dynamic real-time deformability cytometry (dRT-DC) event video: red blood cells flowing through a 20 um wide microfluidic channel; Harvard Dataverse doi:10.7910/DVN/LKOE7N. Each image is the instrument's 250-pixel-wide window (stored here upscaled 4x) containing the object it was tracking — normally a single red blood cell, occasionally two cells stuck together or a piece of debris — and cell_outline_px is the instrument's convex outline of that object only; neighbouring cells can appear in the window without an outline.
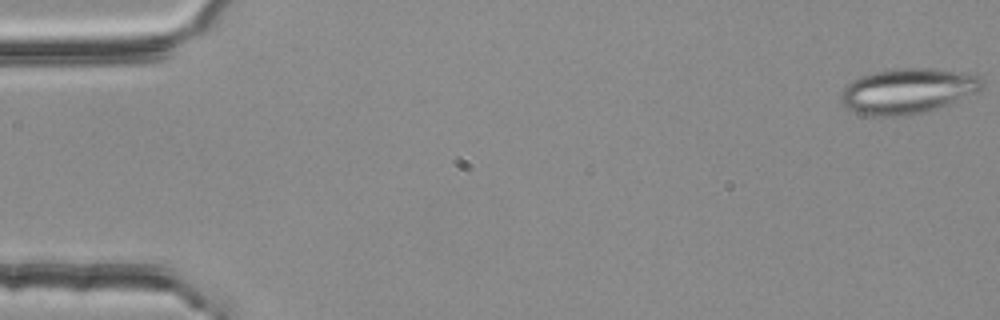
{"species": "common noctule bat (a hibernating species)", "species_latin": "Nyctalus noctula", "temperature_condition": "room temperature", "stored_images_in_passage": 3, "camera_frame_rate_fps": 3000, "um_per_image_px": 0.085, "animal": {"sex": "female", "body_mass_g": 25.1}, "frame": {"image": 1, "passage_image": 1, "time_ms": 0.0, "image_size_px": [1000, 320], "cell_outline_px": [[984, 84], [976, 92], [936, 108], [924, 112], [908, 116], [868, 116], [856, 112], [848, 108], [840, 100], [840, 92], [844, 84], [860, 76], [872, 72], [896, 68], [936, 68], [976, 72], [980, 76]], "centroid_in_image_um": [77.14, 7.7], "position_along_channel_um": 7.9, "area_um2": 37.8}}